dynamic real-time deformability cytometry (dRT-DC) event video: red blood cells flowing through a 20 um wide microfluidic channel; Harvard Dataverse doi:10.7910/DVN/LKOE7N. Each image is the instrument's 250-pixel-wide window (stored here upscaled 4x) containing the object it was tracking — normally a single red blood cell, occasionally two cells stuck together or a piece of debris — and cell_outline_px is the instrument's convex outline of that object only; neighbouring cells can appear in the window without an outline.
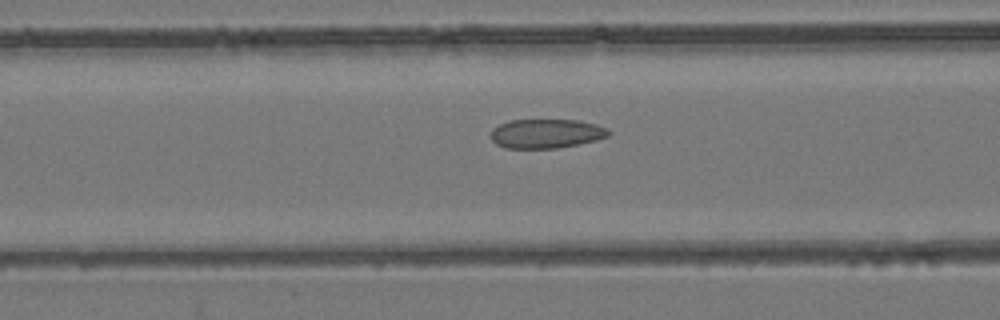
{"species": "common noctule bat (a hibernating species)", "species_latin": "Nyctalus noctula", "temperature_condition": "room temperature", "stored_images_in_passage": 42, "camera_frame_rate_fps": 3000, "um_per_image_px": 0.085, "animal": {"sex": "female", "body_mass_g": 24.6, "forearm_length_mm": 56.2}, "frame": {"image": 1, "passage_image": 10, "time_ms": 3.0, "image_size_px": [1000, 320], "cell_outline_px": [[612, 132], [608, 136], [596, 140], [556, 148], [504, 148], [496, 144], [492, 140], [492, 128], [508, 120], [576, 120], [596, 124], [608, 128]], "centroid_in_image_um": [46.43, 11.35], "position_along_channel_um": 120.2, "area_um2": 20.0}}
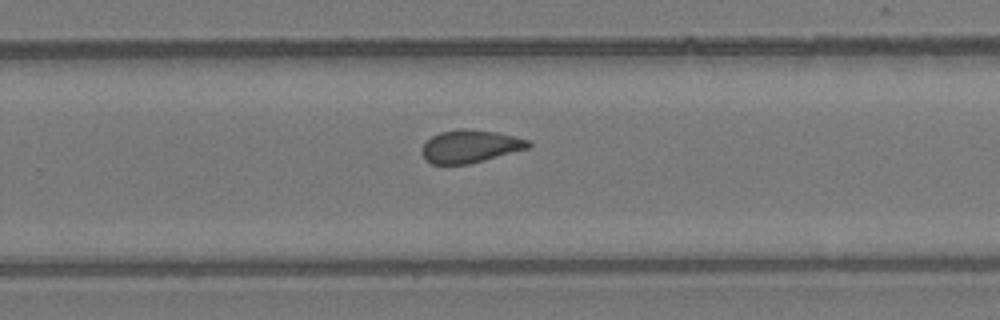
{"frame": {"image": 2, "passage_image": 23, "time_ms": 7.333, "image_size_px": [1000, 320], "cell_outline_px": [[532, 144], [528, 148], [484, 160], [468, 164], [432, 164], [424, 156], [424, 144], [432, 136], [440, 132], [496, 132], [528, 140]], "centroid_in_image_um": [40.0, 12.49], "position_along_channel_um": 289.8, "area_um2": 19.02}}
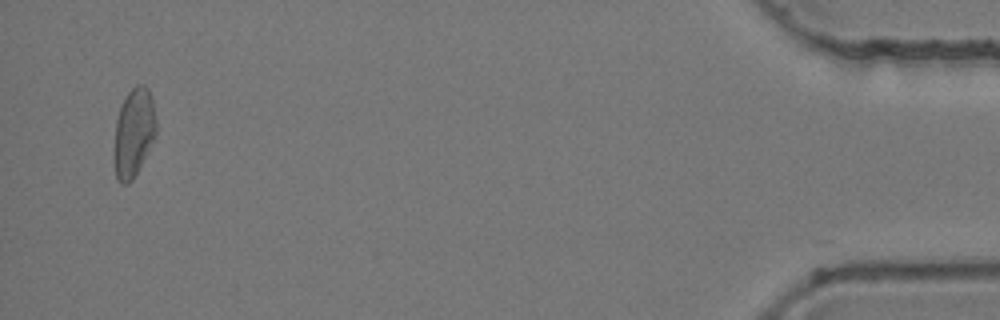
{"frame": {"image": 3, "passage_image": 40, "time_ms": 13.0, "image_size_px": [1000, 320], "cell_outline_px": [[156, 132], [132, 180], [128, 184], [120, 184], [116, 180], [112, 160], [112, 156], [116, 120], [120, 108], [128, 92], [136, 84], [144, 84], [148, 88], [152, 96], [156, 116]], "centroid_in_image_um": [11.32, 11.28], "position_along_channel_um": 423.9, "area_um2": 21.91}, "authors_computed_cell_mechanics": {"area_um2": 20.7213, "velocity_mm_per_s": 3.929, "shape_relaxation_time_tau1_ms": null, "shape_relaxation_time_tau2_ms": 1.8176, "deformation_change_tau1": null, "deformation_change_tau2": 0.083}}